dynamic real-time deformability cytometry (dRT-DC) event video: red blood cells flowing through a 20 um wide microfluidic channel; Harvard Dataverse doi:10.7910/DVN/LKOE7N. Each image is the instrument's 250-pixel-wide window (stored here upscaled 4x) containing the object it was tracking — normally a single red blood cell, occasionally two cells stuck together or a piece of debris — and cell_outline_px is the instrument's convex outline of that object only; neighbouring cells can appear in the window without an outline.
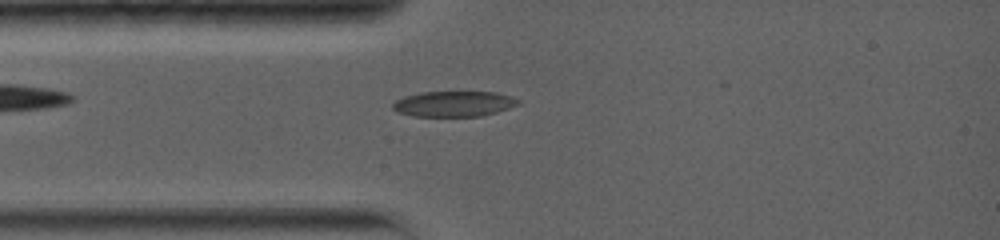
{"species": "common noctule bat (a hibernating species)", "species_latin": "Nyctalus noctula", "temperature_condition": "warm", "stored_images_in_passage": 35, "camera_frame_rate_fps": 5000, "um_per_image_px": 0.085, "animal": {"sex": "female", "body_mass_g": 19.0, "forearm_length_mm": 56.7}, "frame": {"image": 1, "passage_image": 1, "time_ms": 0.0, "image_size_px": [1000, 240], "cell_outline_px": [[520, 104], [496, 112], [480, 116], [416, 116], [396, 112], [392, 108], [392, 104], [396, 100], [404, 96], [420, 92], [496, 92], [520, 100]], "centroid_in_image_um": [38.54, 8.82], "position_along_channel_um": 46.5, "area_um2": 18.55}}
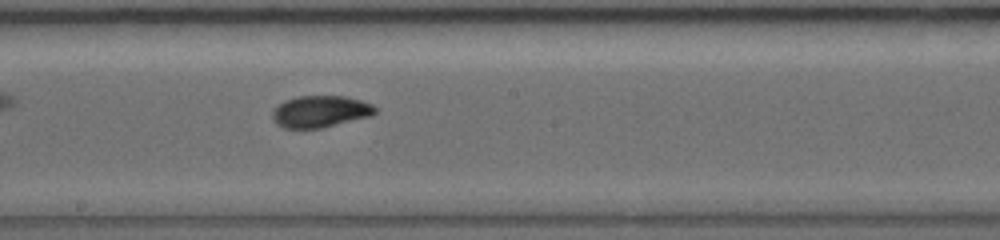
{"frame": {"image": 2, "passage_image": 15, "time_ms": 4.6, "image_size_px": [1000, 240], "cell_outline_px": [[376, 112], [372, 116], [320, 128], [284, 128], [276, 124], [272, 120], [272, 112], [284, 100], [296, 96], [348, 96], [372, 104], [376, 108]], "centroid_in_image_um": [27.23, 9.47], "position_along_channel_um": 221.0, "area_um2": 19.07}}
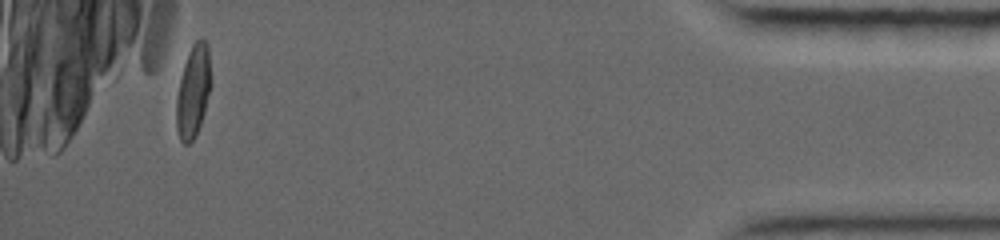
{"frame": {"image": 3, "passage_image": 35, "time_ms": 12.0, "image_size_px": [1000, 240], "cell_outline_px": [[208, 92], [204, 112], [196, 136], [188, 144], [184, 144], [180, 140], [176, 128], [176, 100], [180, 80], [184, 64], [192, 44], [200, 36], [208, 44]], "centroid_in_image_um": [16.37, 7.79], "position_along_channel_um": 418.8, "area_um2": 17.92}, "authors_computed_cell_mechanics": {"area_um2": 18.5538, "velocity_mm_per_s": 3.8081, "shape_relaxation_time_tau1_ms": 10.8678, "shape_relaxation_time_tau2_ms": null, "deformation_change_tau1": 0.3027, "deformation_change_tau2": null}}